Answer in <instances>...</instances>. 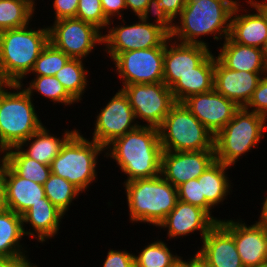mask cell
Returning a JSON list of instances; mask_svg holds the SVG:
<instances>
[{
  "label": "cell",
  "mask_w": 267,
  "mask_h": 267,
  "mask_svg": "<svg viewBox=\"0 0 267 267\" xmlns=\"http://www.w3.org/2000/svg\"><path fill=\"white\" fill-rule=\"evenodd\" d=\"M96 118L92 140L104 148L114 139L141 125L135 123L134 110L122 89L116 92Z\"/></svg>",
  "instance_id": "obj_13"
},
{
  "label": "cell",
  "mask_w": 267,
  "mask_h": 267,
  "mask_svg": "<svg viewBox=\"0 0 267 267\" xmlns=\"http://www.w3.org/2000/svg\"><path fill=\"white\" fill-rule=\"evenodd\" d=\"M171 42L169 38L165 43L163 71V83L169 88L182 76L195 71V68L212 53L208 46L178 43L175 40Z\"/></svg>",
  "instance_id": "obj_18"
},
{
  "label": "cell",
  "mask_w": 267,
  "mask_h": 267,
  "mask_svg": "<svg viewBox=\"0 0 267 267\" xmlns=\"http://www.w3.org/2000/svg\"><path fill=\"white\" fill-rule=\"evenodd\" d=\"M4 152L2 160L22 178L43 185L51 175L49 165L39 163L28 157L18 146L7 149Z\"/></svg>",
  "instance_id": "obj_28"
},
{
  "label": "cell",
  "mask_w": 267,
  "mask_h": 267,
  "mask_svg": "<svg viewBox=\"0 0 267 267\" xmlns=\"http://www.w3.org/2000/svg\"><path fill=\"white\" fill-rule=\"evenodd\" d=\"M22 87L23 83H20L0 89L1 154L7 149L19 146L43 126L36 114L32 97ZM6 88L17 92H8Z\"/></svg>",
  "instance_id": "obj_4"
},
{
  "label": "cell",
  "mask_w": 267,
  "mask_h": 267,
  "mask_svg": "<svg viewBox=\"0 0 267 267\" xmlns=\"http://www.w3.org/2000/svg\"><path fill=\"white\" fill-rule=\"evenodd\" d=\"M264 202L262 205V211H261V215H260V219H258L259 223L265 224L267 226V196L264 198Z\"/></svg>",
  "instance_id": "obj_47"
},
{
  "label": "cell",
  "mask_w": 267,
  "mask_h": 267,
  "mask_svg": "<svg viewBox=\"0 0 267 267\" xmlns=\"http://www.w3.org/2000/svg\"><path fill=\"white\" fill-rule=\"evenodd\" d=\"M132 222L158 226L178 201L177 188L162 175L124 182Z\"/></svg>",
  "instance_id": "obj_5"
},
{
  "label": "cell",
  "mask_w": 267,
  "mask_h": 267,
  "mask_svg": "<svg viewBox=\"0 0 267 267\" xmlns=\"http://www.w3.org/2000/svg\"><path fill=\"white\" fill-rule=\"evenodd\" d=\"M4 177L7 209L18 215L46 197L43 185L18 176L5 162Z\"/></svg>",
  "instance_id": "obj_22"
},
{
  "label": "cell",
  "mask_w": 267,
  "mask_h": 267,
  "mask_svg": "<svg viewBox=\"0 0 267 267\" xmlns=\"http://www.w3.org/2000/svg\"><path fill=\"white\" fill-rule=\"evenodd\" d=\"M217 58L229 69L266 73L267 57L263 49L233 42L227 37Z\"/></svg>",
  "instance_id": "obj_23"
},
{
  "label": "cell",
  "mask_w": 267,
  "mask_h": 267,
  "mask_svg": "<svg viewBox=\"0 0 267 267\" xmlns=\"http://www.w3.org/2000/svg\"><path fill=\"white\" fill-rule=\"evenodd\" d=\"M30 85L24 90L32 97L33 92H39L45 98L54 103H62L65 106L74 104L76 101L66 92L63 85L55 76H36ZM34 90V91H33Z\"/></svg>",
  "instance_id": "obj_33"
},
{
  "label": "cell",
  "mask_w": 267,
  "mask_h": 267,
  "mask_svg": "<svg viewBox=\"0 0 267 267\" xmlns=\"http://www.w3.org/2000/svg\"><path fill=\"white\" fill-rule=\"evenodd\" d=\"M24 236L22 216L10 209L1 211L0 257H27L25 252L20 250V240Z\"/></svg>",
  "instance_id": "obj_27"
},
{
  "label": "cell",
  "mask_w": 267,
  "mask_h": 267,
  "mask_svg": "<svg viewBox=\"0 0 267 267\" xmlns=\"http://www.w3.org/2000/svg\"><path fill=\"white\" fill-rule=\"evenodd\" d=\"M179 256L173 255L167 244L158 240L147 245L138 256L135 267H169Z\"/></svg>",
  "instance_id": "obj_34"
},
{
  "label": "cell",
  "mask_w": 267,
  "mask_h": 267,
  "mask_svg": "<svg viewBox=\"0 0 267 267\" xmlns=\"http://www.w3.org/2000/svg\"><path fill=\"white\" fill-rule=\"evenodd\" d=\"M34 10L19 0H0V32L29 26Z\"/></svg>",
  "instance_id": "obj_32"
},
{
  "label": "cell",
  "mask_w": 267,
  "mask_h": 267,
  "mask_svg": "<svg viewBox=\"0 0 267 267\" xmlns=\"http://www.w3.org/2000/svg\"><path fill=\"white\" fill-rule=\"evenodd\" d=\"M215 56L211 53L195 71L182 76L171 88L174 99L182 103L192 95L214 89Z\"/></svg>",
  "instance_id": "obj_25"
},
{
  "label": "cell",
  "mask_w": 267,
  "mask_h": 267,
  "mask_svg": "<svg viewBox=\"0 0 267 267\" xmlns=\"http://www.w3.org/2000/svg\"><path fill=\"white\" fill-rule=\"evenodd\" d=\"M69 59L68 55L49 42L35 61L30 73L35 76H55Z\"/></svg>",
  "instance_id": "obj_35"
},
{
  "label": "cell",
  "mask_w": 267,
  "mask_h": 267,
  "mask_svg": "<svg viewBox=\"0 0 267 267\" xmlns=\"http://www.w3.org/2000/svg\"><path fill=\"white\" fill-rule=\"evenodd\" d=\"M103 267H135L134 254L122 250H109Z\"/></svg>",
  "instance_id": "obj_40"
},
{
  "label": "cell",
  "mask_w": 267,
  "mask_h": 267,
  "mask_svg": "<svg viewBox=\"0 0 267 267\" xmlns=\"http://www.w3.org/2000/svg\"><path fill=\"white\" fill-rule=\"evenodd\" d=\"M228 165L215 161L197 179H201L202 195L206 201L214 208L215 205L223 202L230 192L231 186L226 175Z\"/></svg>",
  "instance_id": "obj_29"
},
{
  "label": "cell",
  "mask_w": 267,
  "mask_h": 267,
  "mask_svg": "<svg viewBox=\"0 0 267 267\" xmlns=\"http://www.w3.org/2000/svg\"><path fill=\"white\" fill-rule=\"evenodd\" d=\"M246 2L250 3L256 13L237 14L241 10V6L237 3L231 16L228 37L238 44L264 50L267 41V0L262 2L248 0Z\"/></svg>",
  "instance_id": "obj_17"
},
{
  "label": "cell",
  "mask_w": 267,
  "mask_h": 267,
  "mask_svg": "<svg viewBox=\"0 0 267 267\" xmlns=\"http://www.w3.org/2000/svg\"><path fill=\"white\" fill-rule=\"evenodd\" d=\"M75 18L90 23L99 30L108 28L110 22L103 12L101 0H79Z\"/></svg>",
  "instance_id": "obj_36"
},
{
  "label": "cell",
  "mask_w": 267,
  "mask_h": 267,
  "mask_svg": "<svg viewBox=\"0 0 267 267\" xmlns=\"http://www.w3.org/2000/svg\"><path fill=\"white\" fill-rule=\"evenodd\" d=\"M244 108H253V110H251L252 112L263 115L267 118V72L262 76L258 86L252 94L251 99Z\"/></svg>",
  "instance_id": "obj_39"
},
{
  "label": "cell",
  "mask_w": 267,
  "mask_h": 267,
  "mask_svg": "<svg viewBox=\"0 0 267 267\" xmlns=\"http://www.w3.org/2000/svg\"><path fill=\"white\" fill-rule=\"evenodd\" d=\"M107 33L103 35V43L111 59L122 52L165 47L170 38L161 28L145 22L141 17L138 23L111 27Z\"/></svg>",
  "instance_id": "obj_12"
},
{
  "label": "cell",
  "mask_w": 267,
  "mask_h": 267,
  "mask_svg": "<svg viewBox=\"0 0 267 267\" xmlns=\"http://www.w3.org/2000/svg\"><path fill=\"white\" fill-rule=\"evenodd\" d=\"M182 258L179 256L169 267H189V261H184Z\"/></svg>",
  "instance_id": "obj_49"
},
{
  "label": "cell",
  "mask_w": 267,
  "mask_h": 267,
  "mask_svg": "<svg viewBox=\"0 0 267 267\" xmlns=\"http://www.w3.org/2000/svg\"><path fill=\"white\" fill-rule=\"evenodd\" d=\"M264 52H265V55L267 57V41H266V44H265Z\"/></svg>",
  "instance_id": "obj_53"
},
{
  "label": "cell",
  "mask_w": 267,
  "mask_h": 267,
  "mask_svg": "<svg viewBox=\"0 0 267 267\" xmlns=\"http://www.w3.org/2000/svg\"><path fill=\"white\" fill-rule=\"evenodd\" d=\"M219 222L220 219L210 216L204 209L178 200L158 227L167 228L169 238L187 236L199 230L202 237L200 239H203Z\"/></svg>",
  "instance_id": "obj_20"
},
{
  "label": "cell",
  "mask_w": 267,
  "mask_h": 267,
  "mask_svg": "<svg viewBox=\"0 0 267 267\" xmlns=\"http://www.w3.org/2000/svg\"><path fill=\"white\" fill-rule=\"evenodd\" d=\"M0 212L7 209L5 194L4 161L0 158Z\"/></svg>",
  "instance_id": "obj_46"
},
{
  "label": "cell",
  "mask_w": 267,
  "mask_h": 267,
  "mask_svg": "<svg viewBox=\"0 0 267 267\" xmlns=\"http://www.w3.org/2000/svg\"><path fill=\"white\" fill-rule=\"evenodd\" d=\"M49 28V42L72 59H84L98 44L103 33L94 25L71 17L54 21Z\"/></svg>",
  "instance_id": "obj_10"
},
{
  "label": "cell",
  "mask_w": 267,
  "mask_h": 267,
  "mask_svg": "<svg viewBox=\"0 0 267 267\" xmlns=\"http://www.w3.org/2000/svg\"><path fill=\"white\" fill-rule=\"evenodd\" d=\"M106 150L96 141L76 131L62 146L50 164L51 173L66 179L81 191L96 179L98 155Z\"/></svg>",
  "instance_id": "obj_7"
},
{
  "label": "cell",
  "mask_w": 267,
  "mask_h": 267,
  "mask_svg": "<svg viewBox=\"0 0 267 267\" xmlns=\"http://www.w3.org/2000/svg\"><path fill=\"white\" fill-rule=\"evenodd\" d=\"M237 3L236 0H187L179 15L180 22L174 25L171 40L204 46L208 43L198 40V37L210 34L216 40L222 37L225 40L229 36L231 16Z\"/></svg>",
  "instance_id": "obj_2"
},
{
  "label": "cell",
  "mask_w": 267,
  "mask_h": 267,
  "mask_svg": "<svg viewBox=\"0 0 267 267\" xmlns=\"http://www.w3.org/2000/svg\"><path fill=\"white\" fill-rule=\"evenodd\" d=\"M9 85H11L6 77L4 76L2 69H1V65H0V89L4 88V87H8Z\"/></svg>",
  "instance_id": "obj_50"
},
{
  "label": "cell",
  "mask_w": 267,
  "mask_h": 267,
  "mask_svg": "<svg viewBox=\"0 0 267 267\" xmlns=\"http://www.w3.org/2000/svg\"><path fill=\"white\" fill-rule=\"evenodd\" d=\"M76 131V129L73 131L65 130V133H63L64 135L60 139L59 137L57 138V136L55 137L54 134L51 135L49 133L50 131L47 130L45 126H42L18 147L21 148L28 157L33 158L39 163L50 166L52 160L60 153L62 146ZM25 145L28 147L26 150L23 147Z\"/></svg>",
  "instance_id": "obj_26"
},
{
  "label": "cell",
  "mask_w": 267,
  "mask_h": 267,
  "mask_svg": "<svg viewBox=\"0 0 267 267\" xmlns=\"http://www.w3.org/2000/svg\"><path fill=\"white\" fill-rule=\"evenodd\" d=\"M267 118L239 108L233 118L214 136L216 160L225 165H235L237 160L251 148L256 147L264 131H267Z\"/></svg>",
  "instance_id": "obj_6"
},
{
  "label": "cell",
  "mask_w": 267,
  "mask_h": 267,
  "mask_svg": "<svg viewBox=\"0 0 267 267\" xmlns=\"http://www.w3.org/2000/svg\"><path fill=\"white\" fill-rule=\"evenodd\" d=\"M150 0H125L126 8H130L136 16L141 17Z\"/></svg>",
  "instance_id": "obj_44"
},
{
  "label": "cell",
  "mask_w": 267,
  "mask_h": 267,
  "mask_svg": "<svg viewBox=\"0 0 267 267\" xmlns=\"http://www.w3.org/2000/svg\"><path fill=\"white\" fill-rule=\"evenodd\" d=\"M150 12H153L152 14L157 17L154 20V25L161 28L170 37L173 32L175 23H173V20L168 16L163 7L160 5L159 0H150L148 2L146 9L141 16V18L147 23H150V21L148 20Z\"/></svg>",
  "instance_id": "obj_38"
},
{
  "label": "cell",
  "mask_w": 267,
  "mask_h": 267,
  "mask_svg": "<svg viewBox=\"0 0 267 267\" xmlns=\"http://www.w3.org/2000/svg\"><path fill=\"white\" fill-rule=\"evenodd\" d=\"M158 131L163 151L215 150L214 135L183 103L171 108Z\"/></svg>",
  "instance_id": "obj_8"
},
{
  "label": "cell",
  "mask_w": 267,
  "mask_h": 267,
  "mask_svg": "<svg viewBox=\"0 0 267 267\" xmlns=\"http://www.w3.org/2000/svg\"><path fill=\"white\" fill-rule=\"evenodd\" d=\"M189 261V267H207L206 264L198 257L197 252L195 256L191 259H188Z\"/></svg>",
  "instance_id": "obj_48"
},
{
  "label": "cell",
  "mask_w": 267,
  "mask_h": 267,
  "mask_svg": "<svg viewBox=\"0 0 267 267\" xmlns=\"http://www.w3.org/2000/svg\"><path fill=\"white\" fill-rule=\"evenodd\" d=\"M264 74L229 69L215 56L214 89L240 108L248 104Z\"/></svg>",
  "instance_id": "obj_19"
},
{
  "label": "cell",
  "mask_w": 267,
  "mask_h": 267,
  "mask_svg": "<svg viewBox=\"0 0 267 267\" xmlns=\"http://www.w3.org/2000/svg\"><path fill=\"white\" fill-rule=\"evenodd\" d=\"M46 197L64 214L82 191L66 179L51 173L43 184Z\"/></svg>",
  "instance_id": "obj_31"
},
{
  "label": "cell",
  "mask_w": 267,
  "mask_h": 267,
  "mask_svg": "<svg viewBox=\"0 0 267 267\" xmlns=\"http://www.w3.org/2000/svg\"><path fill=\"white\" fill-rule=\"evenodd\" d=\"M105 149L108 151L104 155L115 160L121 171L128 175L125 182L153 178L161 173L163 150L156 127L139 125L114 139Z\"/></svg>",
  "instance_id": "obj_1"
},
{
  "label": "cell",
  "mask_w": 267,
  "mask_h": 267,
  "mask_svg": "<svg viewBox=\"0 0 267 267\" xmlns=\"http://www.w3.org/2000/svg\"><path fill=\"white\" fill-rule=\"evenodd\" d=\"M28 257H0V267H24Z\"/></svg>",
  "instance_id": "obj_45"
},
{
  "label": "cell",
  "mask_w": 267,
  "mask_h": 267,
  "mask_svg": "<svg viewBox=\"0 0 267 267\" xmlns=\"http://www.w3.org/2000/svg\"><path fill=\"white\" fill-rule=\"evenodd\" d=\"M121 89L128 97L135 118L144 120L146 126L158 128L177 103L164 83L129 84Z\"/></svg>",
  "instance_id": "obj_11"
},
{
  "label": "cell",
  "mask_w": 267,
  "mask_h": 267,
  "mask_svg": "<svg viewBox=\"0 0 267 267\" xmlns=\"http://www.w3.org/2000/svg\"><path fill=\"white\" fill-rule=\"evenodd\" d=\"M101 5L106 18L110 21L109 25H111V18L113 16L117 15L121 18V10L127 9L125 0H101Z\"/></svg>",
  "instance_id": "obj_42"
},
{
  "label": "cell",
  "mask_w": 267,
  "mask_h": 267,
  "mask_svg": "<svg viewBox=\"0 0 267 267\" xmlns=\"http://www.w3.org/2000/svg\"><path fill=\"white\" fill-rule=\"evenodd\" d=\"M186 2L187 0H159L160 5L173 21L180 15Z\"/></svg>",
  "instance_id": "obj_43"
},
{
  "label": "cell",
  "mask_w": 267,
  "mask_h": 267,
  "mask_svg": "<svg viewBox=\"0 0 267 267\" xmlns=\"http://www.w3.org/2000/svg\"><path fill=\"white\" fill-rule=\"evenodd\" d=\"M164 55L165 47L131 50L116 55L112 61L121 78L122 87L129 84L163 83Z\"/></svg>",
  "instance_id": "obj_9"
},
{
  "label": "cell",
  "mask_w": 267,
  "mask_h": 267,
  "mask_svg": "<svg viewBox=\"0 0 267 267\" xmlns=\"http://www.w3.org/2000/svg\"><path fill=\"white\" fill-rule=\"evenodd\" d=\"M79 0H54L55 21L76 16Z\"/></svg>",
  "instance_id": "obj_41"
},
{
  "label": "cell",
  "mask_w": 267,
  "mask_h": 267,
  "mask_svg": "<svg viewBox=\"0 0 267 267\" xmlns=\"http://www.w3.org/2000/svg\"><path fill=\"white\" fill-rule=\"evenodd\" d=\"M256 267H267V263L261 264V265L256 266Z\"/></svg>",
  "instance_id": "obj_54"
},
{
  "label": "cell",
  "mask_w": 267,
  "mask_h": 267,
  "mask_svg": "<svg viewBox=\"0 0 267 267\" xmlns=\"http://www.w3.org/2000/svg\"><path fill=\"white\" fill-rule=\"evenodd\" d=\"M24 3H26L28 6H30L35 11V1L34 0H19Z\"/></svg>",
  "instance_id": "obj_51"
},
{
  "label": "cell",
  "mask_w": 267,
  "mask_h": 267,
  "mask_svg": "<svg viewBox=\"0 0 267 267\" xmlns=\"http://www.w3.org/2000/svg\"><path fill=\"white\" fill-rule=\"evenodd\" d=\"M178 200L204 209L211 216L212 206L202 195L201 179H192L177 187Z\"/></svg>",
  "instance_id": "obj_37"
},
{
  "label": "cell",
  "mask_w": 267,
  "mask_h": 267,
  "mask_svg": "<svg viewBox=\"0 0 267 267\" xmlns=\"http://www.w3.org/2000/svg\"><path fill=\"white\" fill-rule=\"evenodd\" d=\"M62 217H64V213L45 197L43 202L32 205L22 215L24 234L31 237L35 236L38 242L43 243L47 238L50 239L58 233ZM25 223H29L35 233L30 229L25 231Z\"/></svg>",
  "instance_id": "obj_24"
},
{
  "label": "cell",
  "mask_w": 267,
  "mask_h": 267,
  "mask_svg": "<svg viewBox=\"0 0 267 267\" xmlns=\"http://www.w3.org/2000/svg\"><path fill=\"white\" fill-rule=\"evenodd\" d=\"M182 103L214 136L240 108L215 89L192 95Z\"/></svg>",
  "instance_id": "obj_16"
},
{
  "label": "cell",
  "mask_w": 267,
  "mask_h": 267,
  "mask_svg": "<svg viewBox=\"0 0 267 267\" xmlns=\"http://www.w3.org/2000/svg\"><path fill=\"white\" fill-rule=\"evenodd\" d=\"M233 237L244 267H256L267 263V226L256 223L247 226L233 220L219 222Z\"/></svg>",
  "instance_id": "obj_15"
},
{
  "label": "cell",
  "mask_w": 267,
  "mask_h": 267,
  "mask_svg": "<svg viewBox=\"0 0 267 267\" xmlns=\"http://www.w3.org/2000/svg\"><path fill=\"white\" fill-rule=\"evenodd\" d=\"M202 243L197 255L207 267H244L234 237L220 223L208 232Z\"/></svg>",
  "instance_id": "obj_21"
},
{
  "label": "cell",
  "mask_w": 267,
  "mask_h": 267,
  "mask_svg": "<svg viewBox=\"0 0 267 267\" xmlns=\"http://www.w3.org/2000/svg\"><path fill=\"white\" fill-rule=\"evenodd\" d=\"M33 263H31L30 261H28L25 265H24V267H37V265H32Z\"/></svg>",
  "instance_id": "obj_52"
},
{
  "label": "cell",
  "mask_w": 267,
  "mask_h": 267,
  "mask_svg": "<svg viewBox=\"0 0 267 267\" xmlns=\"http://www.w3.org/2000/svg\"><path fill=\"white\" fill-rule=\"evenodd\" d=\"M82 59H72L55 74V77L63 85L66 92L78 103L81 100L87 86V73Z\"/></svg>",
  "instance_id": "obj_30"
},
{
  "label": "cell",
  "mask_w": 267,
  "mask_h": 267,
  "mask_svg": "<svg viewBox=\"0 0 267 267\" xmlns=\"http://www.w3.org/2000/svg\"><path fill=\"white\" fill-rule=\"evenodd\" d=\"M215 161V150L162 151L160 174L177 188L182 183L197 179Z\"/></svg>",
  "instance_id": "obj_14"
},
{
  "label": "cell",
  "mask_w": 267,
  "mask_h": 267,
  "mask_svg": "<svg viewBox=\"0 0 267 267\" xmlns=\"http://www.w3.org/2000/svg\"><path fill=\"white\" fill-rule=\"evenodd\" d=\"M28 26L0 32V65L10 84H20L49 43V28ZM25 76V77H24Z\"/></svg>",
  "instance_id": "obj_3"
}]
</instances>
